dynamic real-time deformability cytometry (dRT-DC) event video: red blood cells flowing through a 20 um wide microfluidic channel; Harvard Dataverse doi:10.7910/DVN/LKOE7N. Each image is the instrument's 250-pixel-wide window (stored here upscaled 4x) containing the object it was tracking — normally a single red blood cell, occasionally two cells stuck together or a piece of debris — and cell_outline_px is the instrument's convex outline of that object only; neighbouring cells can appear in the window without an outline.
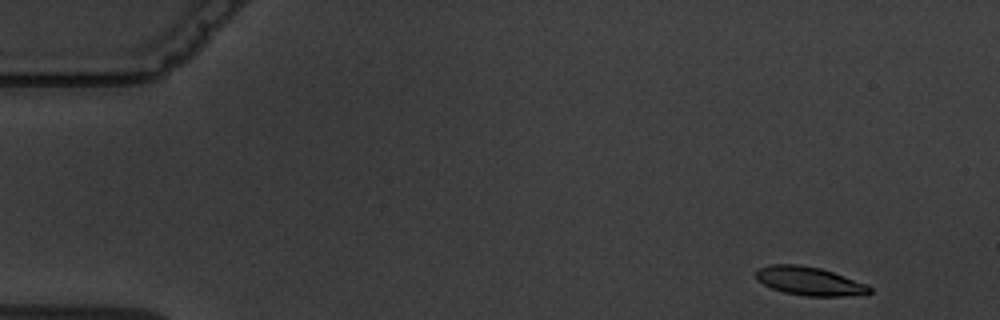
{"species": "common noctule bat (a hibernating species)", "species_latin": "Nyctalus noctula", "temperature_condition": "warm", "stored_images_in_passage": 6, "camera_frame_rate_fps": 3000, "um_per_image_px": 0.085, "animal": {"sex": "male", "body_mass_g": 19.5, "forearm_length_mm": 54.6}, "frame": {"image": 1, "passage_image": 1, "time_ms": 0.0, "image_size_px": [1000, 320], "cell_outline_px": [[872, 292], [844, 296], [804, 296], [784, 292], [772, 288], [756, 280], [756, 272], [760, 268], [768, 264], [796, 264], [820, 268], [868, 284], [872, 288]], "centroid_in_image_um": [68.78, 23.89], "position_along_channel_um": 16.2, "area_um2": 18.79}}